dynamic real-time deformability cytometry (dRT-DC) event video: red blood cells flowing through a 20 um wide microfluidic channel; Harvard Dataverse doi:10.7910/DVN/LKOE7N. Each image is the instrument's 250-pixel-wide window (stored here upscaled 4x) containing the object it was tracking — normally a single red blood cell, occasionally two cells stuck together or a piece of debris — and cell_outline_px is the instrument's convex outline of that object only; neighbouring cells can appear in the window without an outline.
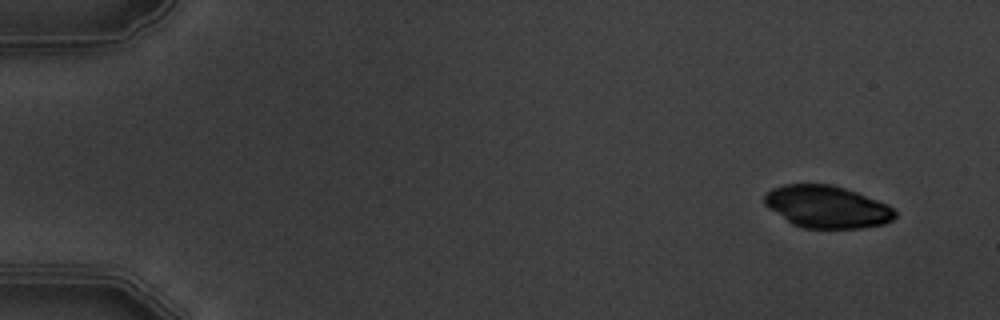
{"species": "common noctule bat (a hibernating species)", "species_latin": "Nyctalus noctula", "temperature_condition": "warm", "stored_images_in_passage": 10, "camera_frame_rate_fps": 3000, "um_per_image_px": 0.085, "animal": {"sex": "male", "body_mass_g": 19.5, "forearm_length_mm": 54.6}, "frame": {"image": 1, "passage_image": 1, "time_ms": 0.0, "image_size_px": [1000, 320], "cell_outline_px": [[896, 216], [892, 220], [884, 224], [864, 228], [804, 228], [792, 224], [764, 204], [764, 196], [772, 188], [784, 184], [832, 184], [856, 192], [888, 204], [896, 212]], "centroid_in_image_um": [70.3, 17.58], "position_along_channel_um": 14.7, "area_um2": 32.08}}